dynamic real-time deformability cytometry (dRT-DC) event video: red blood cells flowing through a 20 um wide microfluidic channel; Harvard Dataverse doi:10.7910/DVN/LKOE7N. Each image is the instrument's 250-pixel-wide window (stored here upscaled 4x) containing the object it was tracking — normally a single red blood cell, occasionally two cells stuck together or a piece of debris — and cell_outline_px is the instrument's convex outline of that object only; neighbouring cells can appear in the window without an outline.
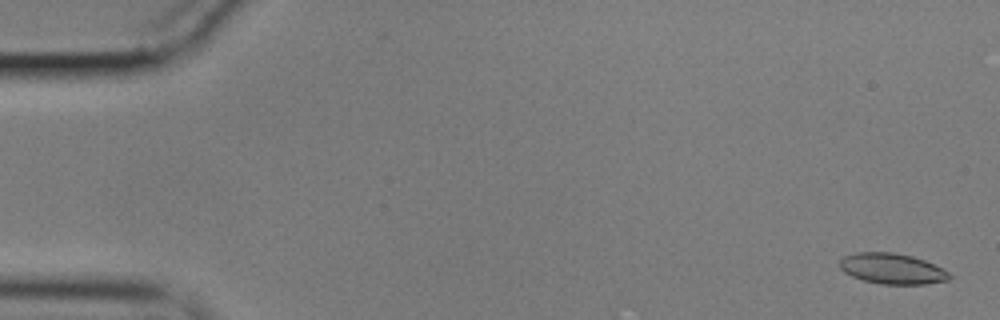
{"species": "common noctule bat (a hibernating species)", "species_latin": "Nyctalus noctula", "temperature_condition": "cold", "stored_images_in_passage": 56, "camera_frame_rate_fps": 3000, "um_per_image_px": 0.085, "animal": {"sex": "male", "body_mass_g": 17.9}, "frame": {"image": 1, "passage_image": 2, "time_ms": 0.333, "image_size_px": [1000, 320], "cell_outline_px": [[952, 276], [948, 280], [924, 284], [880, 284], [864, 280], [852, 276], [844, 272], [840, 268], [840, 260], [844, 256], [856, 252], [892, 252], [912, 256], [924, 260], [948, 272]], "centroid_in_image_um": [75.81, 22.83], "position_along_channel_um": 9.2, "area_um2": 19.42}}
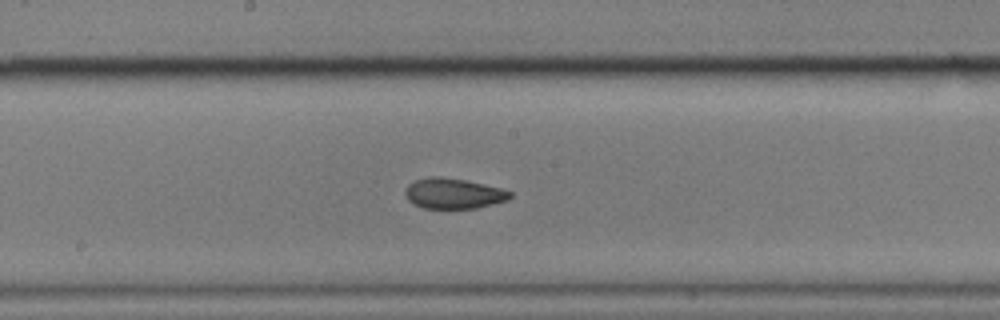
{"frame": {"image": 2, "passage_image": 30, "time_ms": 9.667, "image_size_px": [1000, 320], "cell_outline_px": [[512, 196], [508, 200], [476, 208], [424, 208], [412, 204], [408, 200], [404, 192], [408, 184], [416, 180], [428, 176], [440, 176], [464, 180], [504, 188], [512, 192]], "centroid_in_image_um": [38.55, 16.44], "position_along_channel_um": 209.7, "area_um2": 18.73}}
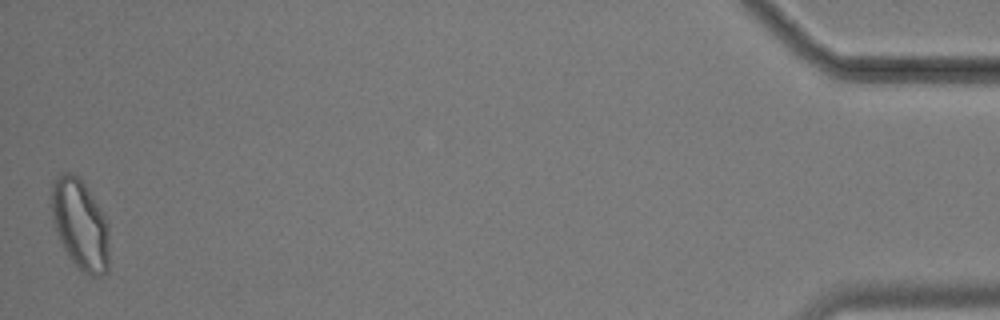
{"frame": {"image": 3, "passage_image": 56, "time_ms": 18.333, "image_size_px": [1000, 320], "cell_outline_px": [[108, 272], [104, 276], [92, 276], [84, 272], [72, 260], [64, 248], [56, 232], [52, 220], [52, 184], [56, 176], [60, 172], [72, 172], [84, 184], [104, 212], [108, 224]], "centroid_in_image_um": [6.83, 19.07], "position_along_channel_um": 428.4, "area_um2": 30.35}, "authors_computed_cell_mechanics": {"area_um2": 19.6231, "velocity_mm_per_s": 3.5631, "shape_relaxation_time_tau1_ms": 3.3242, "shape_relaxation_time_tau2_ms": 1.8064, "deformation_change_tau1": 0.1017, "deformation_change_tau2": 0.0503}}